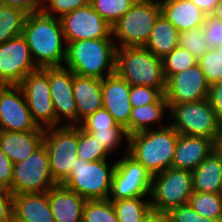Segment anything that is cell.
I'll return each instance as SVG.
<instances>
[{
  "instance_id": "1f68e13d",
  "label": "cell",
  "mask_w": 222,
  "mask_h": 222,
  "mask_svg": "<svg viewBox=\"0 0 222 222\" xmlns=\"http://www.w3.org/2000/svg\"><path fill=\"white\" fill-rule=\"evenodd\" d=\"M78 159H84L88 162L113 158L104 148L99 144L90 133L84 131L78 125Z\"/></svg>"
},
{
  "instance_id": "8d00e7d4",
  "label": "cell",
  "mask_w": 222,
  "mask_h": 222,
  "mask_svg": "<svg viewBox=\"0 0 222 222\" xmlns=\"http://www.w3.org/2000/svg\"><path fill=\"white\" fill-rule=\"evenodd\" d=\"M205 40L203 26L179 32V46L186 49L197 59L202 57L209 50Z\"/></svg>"
},
{
  "instance_id": "4fadbf2b",
  "label": "cell",
  "mask_w": 222,
  "mask_h": 222,
  "mask_svg": "<svg viewBox=\"0 0 222 222\" xmlns=\"http://www.w3.org/2000/svg\"><path fill=\"white\" fill-rule=\"evenodd\" d=\"M37 69L22 34L0 44V85H19Z\"/></svg>"
},
{
  "instance_id": "4316f807",
  "label": "cell",
  "mask_w": 222,
  "mask_h": 222,
  "mask_svg": "<svg viewBox=\"0 0 222 222\" xmlns=\"http://www.w3.org/2000/svg\"><path fill=\"white\" fill-rule=\"evenodd\" d=\"M178 38L179 30L161 14L143 47L162 59L179 46Z\"/></svg>"
},
{
  "instance_id": "3957f363",
  "label": "cell",
  "mask_w": 222,
  "mask_h": 222,
  "mask_svg": "<svg viewBox=\"0 0 222 222\" xmlns=\"http://www.w3.org/2000/svg\"><path fill=\"white\" fill-rule=\"evenodd\" d=\"M178 135L170 124L136 132L128 136V153L153 176L172 167Z\"/></svg>"
},
{
  "instance_id": "5bb4252c",
  "label": "cell",
  "mask_w": 222,
  "mask_h": 222,
  "mask_svg": "<svg viewBox=\"0 0 222 222\" xmlns=\"http://www.w3.org/2000/svg\"><path fill=\"white\" fill-rule=\"evenodd\" d=\"M60 20L66 44L77 40L113 38L112 26L90 3L63 15Z\"/></svg>"
},
{
  "instance_id": "f6af8a7d",
  "label": "cell",
  "mask_w": 222,
  "mask_h": 222,
  "mask_svg": "<svg viewBox=\"0 0 222 222\" xmlns=\"http://www.w3.org/2000/svg\"><path fill=\"white\" fill-rule=\"evenodd\" d=\"M208 101L217 117L222 121V81L209 86Z\"/></svg>"
},
{
  "instance_id": "7a4b0ae2",
  "label": "cell",
  "mask_w": 222,
  "mask_h": 222,
  "mask_svg": "<svg viewBox=\"0 0 222 222\" xmlns=\"http://www.w3.org/2000/svg\"><path fill=\"white\" fill-rule=\"evenodd\" d=\"M116 49L113 38L72 41L66 44L63 66L80 76L103 79L115 74Z\"/></svg>"
},
{
  "instance_id": "7c38bea8",
  "label": "cell",
  "mask_w": 222,
  "mask_h": 222,
  "mask_svg": "<svg viewBox=\"0 0 222 222\" xmlns=\"http://www.w3.org/2000/svg\"><path fill=\"white\" fill-rule=\"evenodd\" d=\"M19 87L23 91L32 118L38 127L43 129L57 127L48 74L39 68L29 73Z\"/></svg>"
},
{
  "instance_id": "ee69618b",
  "label": "cell",
  "mask_w": 222,
  "mask_h": 222,
  "mask_svg": "<svg viewBox=\"0 0 222 222\" xmlns=\"http://www.w3.org/2000/svg\"><path fill=\"white\" fill-rule=\"evenodd\" d=\"M13 214V194L0 186V222H8Z\"/></svg>"
},
{
  "instance_id": "9c48e42d",
  "label": "cell",
  "mask_w": 222,
  "mask_h": 222,
  "mask_svg": "<svg viewBox=\"0 0 222 222\" xmlns=\"http://www.w3.org/2000/svg\"><path fill=\"white\" fill-rule=\"evenodd\" d=\"M43 144L49 155V168L53 180L61 184L78 159V125H61L45 129Z\"/></svg>"
},
{
  "instance_id": "277c9868",
  "label": "cell",
  "mask_w": 222,
  "mask_h": 222,
  "mask_svg": "<svg viewBox=\"0 0 222 222\" xmlns=\"http://www.w3.org/2000/svg\"><path fill=\"white\" fill-rule=\"evenodd\" d=\"M115 73L130 85L158 88L165 93L162 59L144 47L117 48Z\"/></svg>"
},
{
  "instance_id": "d6a6232c",
  "label": "cell",
  "mask_w": 222,
  "mask_h": 222,
  "mask_svg": "<svg viewBox=\"0 0 222 222\" xmlns=\"http://www.w3.org/2000/svg\"><path fill=\"white\" fill-rule=\"evenodd\" d=\"M137 0H90L92 8L111 26L116 23Z\"/></svg>"
},
{
  "instance_id": "d6986e66",
  "label": "cell",
  "mask_w": 222,
  "mask_h": 222,
  "mask_svg": "<svg viewBox=\"0 0 222 222\" xmlns=\"http://www.w3.org/2000/svg\"><path fill=\"white\" fill-rule=\"evenodd\" d=\"M215 149L212 139L179 134L172 167L193 171Z\"/></svg>"
},
{
  "instance_id": "d590c367",
  "label": "cell",
  "mask_w": 222,
  "mask_h": 222,
  "mask_svg": "<svg viewBox=\"0 0 222 222\" xmlns=\"http://www.w3.org/2000/svg\"><path fill=\"white\" fill-rule=\"evenodd\" d=\"M201 71L209 86L222 81V54L221 45L209 49L202 57L197 60Z\"/></svg>"
},
{
  "instance_id": "7dc6e473",
  "label": "cell",
  "mask_w": 222,
  "mask_h": 222,
  "mask_svg": "<svg viewBox=\"0 0 222 222\" xmlns=\"http://www.w3.org/2000/svg\"><path fill=\"white\" fill-rule=\"evenodd\" d=\"M198 8H200L207 15H210L216 5L220 2L219 0H191Z\"/></svg>"
},
{
  "instance_id": "f1b7e54d",
  "label": "cell",
  "mask_w": 222,
  "mask_h": 222,
  "mask_svg": "<svg viewBox=\"0 0 222 222\" xmlns=\"http://www.w3.org/2000/svg\"><path fill=\"white\" fill-rule=\"evenodd\" d=\"M27 16L20 8L0 5V44L22 34Z\"/></svg>"
},
{
  "instance_id": "d4e9b609",
  "label": "cell",
  "mask_w": 222,
  "mask_h": 222,
  "mask_svg": "<svg viewBox=\"0 0 222 222\" xmlns=\"http://www.w3.org/2000/svg\"><path fill=\"white\" fill-rule=\"evenodd\" d=\"M192 187L194 192L222 193V154L217 149L192 171Z\"/></svg>"
},
{
  "instance_id": "e0dca14e",
  "label": "cell",
  "mask_w": 222,
  "mask_h": 222,
  "mask_svg": "<svg viewBox=\"0 0 222 222\" xmlns=\"http://www.w3.org/2000/svg\"><path fill=\"white\" fill-rule=\"evenodd\" d=\"M164 94L169 107L173 104L207 99L209 85L198 63L187 70L173 74L166 81Z\"/></svg>"
},
{
  "instance_id": "8992f818",
  "label": "cell",
  "mask_w": 222,
  "mask_h": 222,
  "mask_svg": "<svg viewBox=\"0 0 222 222\" xmlns=\"http://www.w3.org/2000/svg\"><path fill=\"white\" fill-rule=\"evenodd\" d=\"M115 165L116 159L93 162L77 159L61 184L86 200L108 199Z\"/></svg>"
},
{
  "instance_id": "484cf974",
  "label": "cell",
  "mask_w": 222,
  "mask_h": 222,
  "mask_svg": "<svg viewBox=\"0 0 222 222\" xmlns=\"http://www.w3.org/2000/svg\"><path fill=\"white\" fill-rule=\"evenodd\" d=\"M13 213L27 222H55L47 192L13 195Z\"/></svg>"
},
{
  "instance_id": "b9f144b4",
  "label": "cell",
  "mask_w": 222,
  "mask_h": 222,
  "mask_svg": "<svg viewBox=\"0 0 222 222\" xmlns=\"http://www.w3.org/2000/svg\"><path fill=\"white\" fill-rule=\"evenodd\" d=\"M203 31L206 38L205 42L209 49L222 45V21L212 15H206Z\"/></svg>"
},
{
  "instance_id": "7bdbcfd3",
  "label": "cell",
  "mask_w": 222,
  "mask_h": 222,
  "mask_svg": "<svg viewBox=\"0 0 222 222\" xmlns=\"http://www.w3.org/2000/svg\"><path fill=\"white\" fill-rule=\"evenodd\" d=\"M13 179V163L0 148V186L10 189Z\"/></svg>"
},
{
  "instance_id": "4dcf8cb0",
  "label": "cell",
  "mask_w": 222,
  "mask_h": 222,
  "mask_svg": "<svg viewBox=\"0 0 222 222\" xmlns=\"http://www.w3.org/2000/svg\"><path fill=\"white\" fill-rule=\"evenodd\" d=\"M190 206L201 216L222 222V193H192Z\"/></svg>"
},
{
  "instance_id": "ffe728a7",
  "label": "cell",
  "mask_w": 222,
  "mask_h": 222,
  "mask_svg": "<svg viewBox=\"0 0 222 222\" xmlns=\"http://www.w3.org/2000/svg\"><path fill=\"white\" fill-rule=\"evenodd\" d=\"M47 195L55 222H82L86 199L62 184L49 189Z\"/></svg>"
},
{
  "instance_id": "bcb514c9",
  "label": "cell",
  "mask_w": 222,
  "mask_h": 222,
  "mask_svg": "<svg viewBox=\"0 0 222 222\" xmlns=\"http://www.w3.org/2000/svg\"><path fill=\"white\" fill-rule=\"evenodd\" d=\"M3 5L20 8L31 14L42 9L43 0H3Z\"/></svg>"
},
{
  "instance_id": "681fc988",
  "label": "cell",
  "mask_w": 222,
  "mask_h": 222,
  "mask_svg": "<svg viewBox=\"0 0 222 222\" xmlns=\"http://www.w3.org/2000/svg\"><path fill=\"white\" fill-rule=\"evenodd\" d=\"M214 18L222 21V2H219L216 7L214 8V11L210 14Z\"/></svg>"
},
{
  "instance_id": "60d3db41",
  "label": "cell",
  "mask_w": 222,
  "mask_h": 222,
  "mask_svg": "<svg viewBox=\"0 0 222 222\" xmlns=\"http://www.w3.org/2000/svg\"><path fill=\"white\" fill-rule=\"evenodd\" d=\"M167 214L171 222H220L219 220L201 216L189 203L175 207Z\"/></svg>"
},
{
  "instance_id": "7402d4cb",
  "label": "cell",
  "mask_w": 222,
  "mask_h": 222,
  "mask_svg": "<svg viewBox=\"0 0 222 222\" xmlns=\"http://www.w3.org/2000/svg\"><path fill=\"white\" fill-rule=\"evenodd\" d=\"M44 132L0 131V148L13 164L21 162L43 144Z\"/></svg>"
},
{
  "instance_id": "836d02e7",
  "label": "cell",
  "mask_w": 222,
  "mask_h": 222,
  "mask_svg": "<svg viewBox=\"0 0 222 222\" xmlns=\"http://www.w3.org/2000/svg\"><path fill=\"white\" fill-rule=\"evenodd\" d=\"M82 222H120L109 199L86 200Z\"/></svg>"
},
{
  "instance_id": "2e32d148",
  "label": "cell",
  "mask_w": 222,
  "mask_h": 222,
  "mask_svg": "<svg viewBox=\"0 0 222 222\" xmlns=\"http://www.w3.org/2000/svg\"><path fill=\"white\" fill-rule=\"evenodd\" d=\"M42 69L49 76L57 127L61 125H77V107L72 89L74 73L65 66Z\"/></svg>"
},
{
  "instance_id": "30bf717a",
  "label": "cell",
  "mask_w": 222,
  "mask_h": 222,
  "mask_svg": "<svg viewBox=\"0 0 222 222\" xmlns=\"http://www.w3.org/2000/svg\"><path fill=\"white\" fill-rule=\"evenodd\" d=\"M57 185L49 168V155L44 144L25 160L13 164V179L10 192L42 193Z\"/></svg>"
},
{
  "instance_id": "f907efd6",
  "label": "cell",
  "mask_w": 222,
  "mask_h": 222,
  "mask_svg": "<svg viewBox=\"0 0 222 222\" xmlns=\"http://www.w3.org/2000/svg\"><path fill=\"white\" fill-rule=\"evenodd\" d=\"M216 149L222 154V127L219 132L218 140L216 142Z\"/></svg>"
},
{
  "instance_id": "f35d334b",
  "label": "cell",
  "mask_w": 222,
  "mask_h": 222,
  "mask_svg": "<svg viewBox=\"0 0 222 222\" xmlns=\"http://www.w3.org/2000/svg\"><path fill=\"white\" fill-rule=\"evenodd\" d=\"M79 126L83 130H103L113 127H122L113 116L104 108L95 111L92 115L85 118Z\"/></svg>"
},
{
  "instance_id": "816d5d0a",
  "label": "cell",
  "mask_w": 222,
  "mask_h": 222,
  "mask_svg": "<svg viewBox=\"0 0 222 222\" xmlns=\"http://www.w3.org/2000/svg\"><path fill=\"white\" fill-rule=\"evenodd\" d=\"M8 222H27L21 218H18L14 213L11 215L10 220Z\"/></svg>"
},
{
  "instance_id": "5b68a950",
  "label": "cell",
  "mask_w": 222,
  "mask_h": 222,
  "mask_svg": "<svg viewBox=\"0 0 222 222\" xmlns=\"http://www.w3.org/2000/svg\"><path fill=\"white\" fill-rule=\"evenodd\" d=\"M161 14L159 0H137L112 26L116 47H143Z\"/></svg>"
},
{
  "instance_id": "e575fe53",
  "label": "cell",
  "mask_w": 222,
  "mask_h": 222,
  "mask_svg": "<svg viewBox=\"0 0 222 222\" xmlns=\"http://www.w3.org/2000/svg\"><path fill=\"white\" fill-rule=\"evenodd\" d=\"M197 58L186 49L178 46L162 58L163 73L166 81L176 73L187 70L197 64Z\"/></svg>"
},
{
  "instance_id": "c3c4849f",
  "label": "cell",
  "mask_w": 222,
  "mask_h": 222,
  "mask_svg": "<svg viewBox=\"0 0 222 222\" xmlns=\"http://www.w3.org/2000/svg\"><path fill=\"white\" fill-rule=\"evenodd\" d=\"M142 222H171L167 213L157 212L151 210Z\"/></svg>"
},
{
  "instance_id": "603a6c76",
  "label": "cell",
  "mask_w": 222,
  "mask_h": 222,
  "mask_svg": "<svg viewBox=\"0 0 222 222\" xmlns=\"http://www.w3.org/2000/svg\"><path fill=\"white\" fill-rule=\"evenodd\" d=\"M169 124V106L165 94L155 103L132 107L129 119V135Z\"/></svg>"
},
{
  "instance_id": "f546056e",
  "label": "cell",
  "mask_w": 222,
  "mask_h": 222,
  "mask_svg": "<svg viewBox=\"0 0 222 222\" xmlns=\"http://www.w3.org/2000/svg\"><path fill=\"white\" fill-rule=\"evenodd\" d=\"M84 131L96 138L97 142L101 144L113 158H119L122 154L128 152V135L123 127Z\"/></svg>"
},
{
  "instance_id": "ba28073f",
  "label": "cell",
  "mask_w": 222,
  "mask_h": 222,
  "mask_svg": "<svg viewBox=\"0 0 222 222\" xmlns=\"http://www.w3.org/2000/svg\"><path fill=\"white\" fill-rule=\"evenodd\" d=\"M192 193V171L170 167L152 177L151 209L168 213L175 207L188 204Z\"/></svg>"
},
{
  "instance_id": "52a82bcc",
  "label": "cell",
  "mask_w": 222,
  "mask_h": 222,
  "mask_svg": "<svg viewBox=\"0 0 222 222\" xmlns=\"http://www.w3.org/2000/svg\"><path fill=\"white\" fill-rule=\"evenodd\" d=\"M169 124L182 135L203 136L218 140L222 121L208 99L184 102L169 107Z\"/></svg>"
},
{
  "instance_id": "cb8c5ba5",
  "label": "cell",
  "mask_w": 222,
  "mask_h": 222,
  "mask_svg": "<svg viewBox=\"0 0 222 222\" xmlns=\"http://www.w3.org/2000/svg\"><path fill=\"white\" fill-rule=\"evenodd\" d=\"M162 14L179 30L188 31L204 25L207 15L191 0H159Z\"/></svg>"
},
{
  "instance_id": "83f0119b",
  "label": "cell",
  "mask_w": 222,
  "mask_h": 222,
  "mask_svg": "<svg viewBox=\"0 0 222 222\" xmlns=\"http://www.w3.org/2000/svg\"><path fill=\"white\" fill-rule=\"evenodd\" d=\"M120 222H142L152 210L150 196H139L111 201Z\"/></svg>"
},
{
  "instance_id": "9a60e30c",
  "label": "cell",
  "mask_w": 222,
  "mask_h": 222,
  "mask_svg": "<svg viewBox=\"0 0 222 222\" xmlns=\"http://www.w3.org/2000/svg\"><path fill=\"white\" fill-rule=\"evenodd\" d=\"M45 130L32 118L19 85H0V131Z\"/></svg>"
},
{
  "instance_id": "74e56055",
  "label": "cell",
  "mask_w": 222,
  "mask_h": 222,
  "mask_svg": "<svg viewBox=\"0 0 222 222\" xmlns=\"http://www.w3.org/2000/svg\"><path fill=\"white\" fill-rule=\"evenodd\" d=\"M90 0H43L42 11L56 18L89 4Z\"/></svg>"
},
{
  "instance_id": "44dd1931",
  "label": "cell",
  "mask_w": 222,
  "mask_h": 222,
  "mask_svg": "<svg viewBox=\"0 0 222 222\" xmlns=\"http://www.w3.org/2000/svg\"><path fill=\"white\" fill-rule=\"evenodd\" d=\"M73 95L77 107V125L103 108L101 79L74 74Z\"/></svg>"
},
{
  "instance_id": "6da1fadb",
  "label": "cell",
  "mask_w": 222,
  "mask_h": 222,
  "mask_svg": "<svg viewBox=\"0 0 222 222\" xmlns=\"http://www.w3.org/2000/svg\"><path fill=\"white\" fill-rule=\"evenodd\" d=\"M22 35L38 68L60 67L66 57V42L60 18L42 10L28 14Z\"/></svg>"
},
{
  "instance_id": "ab89813d",
  "label": "cell",
  "mask_w": 222,
  "mask_h": 222,
  "mask_svg": "<svg viewBox=\"0 0 222 222\" xmlns=\"http://www.w3.org/2000/svg\"><path fill=\"white\" fill-rule=\"evenodd\" d=\"M163 93L158 88L130 85V103L138 107L155 103Z\"/></svg>"
},
{
  "instance_id": "ac0fdd59",
  "label": "cell",
  "mask_w": 222,
  "mask_h": 222,
  "mask_svg": "<svg viewBox=\"0 0 222 222\" xmlns=\"http://www.w3.org/2000/svg\"><path fill=\"white\" fill-rule=\"evenodd\" d=\"M103 108L121 125L129 136L130 84L116 73L101 79Z\"/></svg>"
},
{
  "instance_id": "8fae6325",
  "label": "cell",
  "mask_w": 222,
  "mask_h": 222,
  "mask_svg": "<svg viewBox=\"0 0 222 222\" xmlns=\"http://www.w3.org/2000/svg\"><path fill=\"white\" fill-rule=\"evenodd\" d=\"M152 174L128 152L116 159L110 201L150 196Z\"/></svg>"
}]
</instances>
